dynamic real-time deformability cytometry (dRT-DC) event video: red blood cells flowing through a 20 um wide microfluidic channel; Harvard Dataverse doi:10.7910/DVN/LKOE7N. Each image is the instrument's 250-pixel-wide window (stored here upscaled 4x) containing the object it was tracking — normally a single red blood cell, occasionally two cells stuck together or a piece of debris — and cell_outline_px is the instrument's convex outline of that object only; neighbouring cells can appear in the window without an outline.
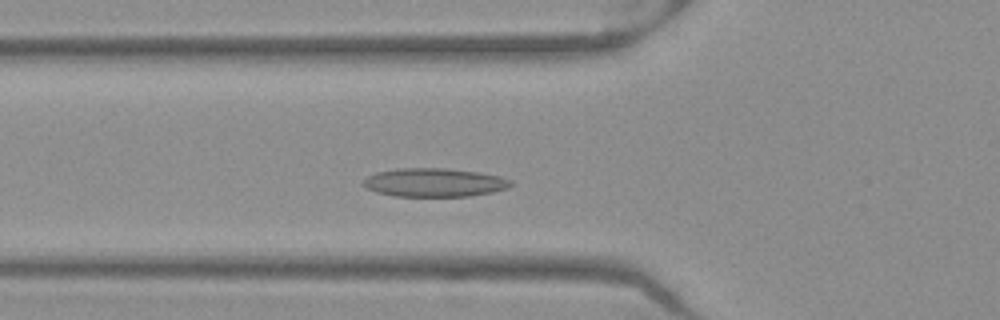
{"species": "Egyptian fruit bat (a non-hibernating species)", "species_latin": "Rousettus aegyptiacus", "temperature_condition": "warm", "stored_images_in_passage": 46, "camera_frame_rate_fps": 3000, "um_per_image_px": 0.085, "frame": {"image": 1, "passage_image": 13, "time_ms": 4.0, "image_size_px": [1000, 320], "cell_outline_px": [[512, 184], [508, 188], [492, 192], [468, 196], [396, 196], [376, 192], [360, 184], [368, 176], [376, 172], [400, 168], [444, 168], [480, 172], [500, 176], [512, 180]], "centroid_in_image_um": [36.93, 15.51], "position_along_channel_um": 88.9, "area_um2": 24.57}}
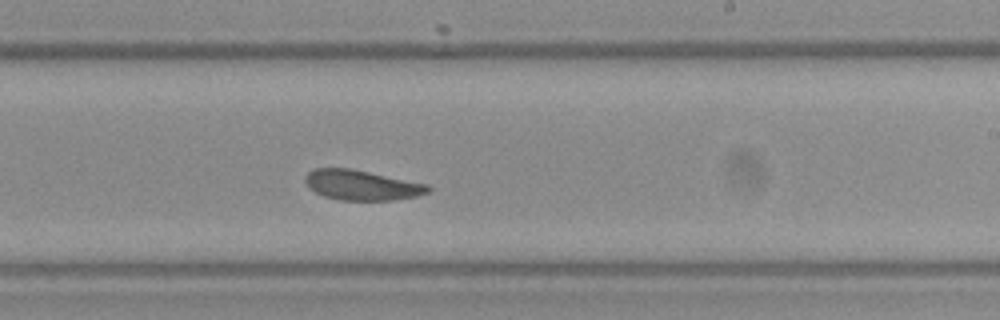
{"frame": {"image": 2, "passage_image": 26, "time_ms": 8.333, "image_size_px": [1000, 320], "cell_outline_px": [[432, 188], [428, 192], [416, 196], [392, 200], [340, 200], [324, 196], [308, 188], [304, 180], [304, 176], [312, 168], [352, 168], [428, 184]], "centroid_in_image_um": [30.72, 15.72], "position_along_channel_um": 258.3, "area_um2": 21.68}}
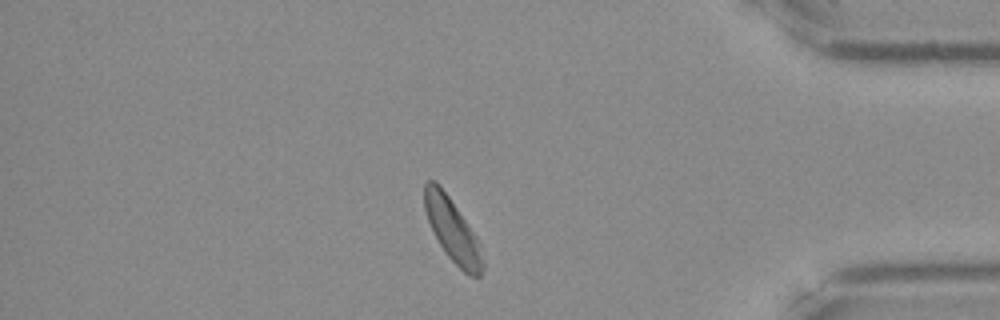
{"frame": {"image": 3, "passage_image": 39, "time_ms": 12.667, "image_size_px": [1000, 320], "cell_outline_px": [[484, 268], [480, 276], [468, 276], [448, 256], [440, 244], [428, 220], [424, 208], [424, 184], [428, 180], [436, 180], [440, 184], [476, 236], [480, 244], [484, 264]], "centroid_in_image_um": [38.46, 19.55], "position_along_channel_um": 396.7, "area_um2": 21.15}, "authors_computed_cell_mechanics": {"area_um2": 22.4842, "velocity_mm_per_s": 3.9026, "shape_relaxation_time_tau1_ms": 3.504, "shape_relaxation_time_tau2_ms": 7.1324, "deformation_change_tau1": 0.0865, "deformation_change_tau2": 0.0944}}